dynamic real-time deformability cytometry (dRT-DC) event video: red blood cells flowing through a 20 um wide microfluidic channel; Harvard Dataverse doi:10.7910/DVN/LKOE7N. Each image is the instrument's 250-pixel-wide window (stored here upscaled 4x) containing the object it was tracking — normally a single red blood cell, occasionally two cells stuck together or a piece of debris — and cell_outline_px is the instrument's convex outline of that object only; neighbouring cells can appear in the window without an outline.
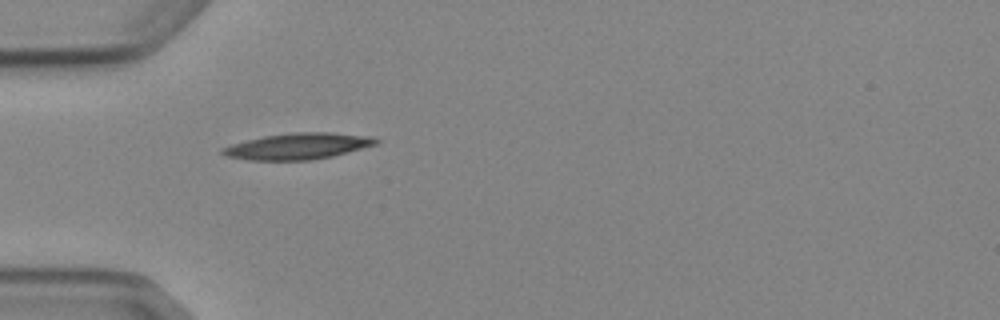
{"species": "Egyptian fruit bat (a non-hibernating species)", "species_latin": "Rousettus aegyptiacus", "temperature_condition": "cold", "stored_images_in_passage": 2, "camera_frame_rate_fps": 3000, "um_per_image_px": 0.085, "animal": {"sex": "female"}, "frame": {"image": 1, "passage_image": 1, "time_ms": 0.0, "image_size_px": [1000, 320], "cell_outline_px": [[380, 140], [376, 144], [332, 156], [312, 160], [248, 160], [228, 156], [220, 152], [220, 148], [232, 144], [264, 136], [296, 132], [332, 132], [372, 136]], "centroid_in_image_um": [25.33, 12.42], "position_along_channel_um": 59.7, "area_um2": 23.29}}
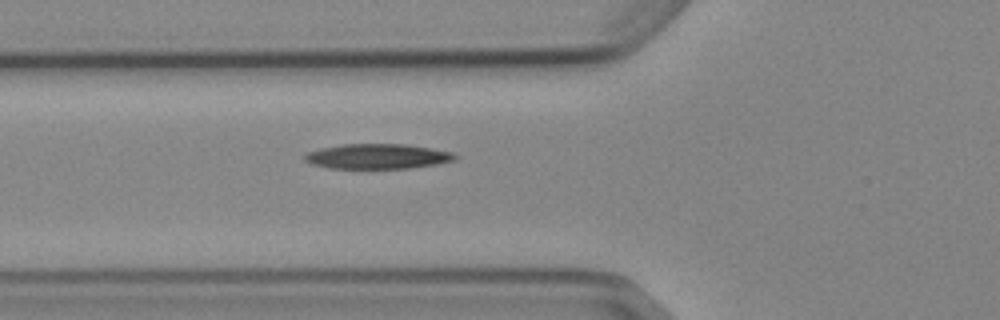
{"frame": {"image": 2, "passage_image": 2, "time_ms": 1.0, "image_size_px": [1000, 320], "cell_outline_px": [[460, 156], [456, 160], [436, 164], [408, 168], [328, 168], [312, 164], [304, 160], [304, 156], [308, 152], [320, 148], [340, 144], [404, 144], [452, 152]], "centroid_in_image_um": [32.08, 13.29], "position_along_channel_um": 93.7, "area_um2": 21.85}}